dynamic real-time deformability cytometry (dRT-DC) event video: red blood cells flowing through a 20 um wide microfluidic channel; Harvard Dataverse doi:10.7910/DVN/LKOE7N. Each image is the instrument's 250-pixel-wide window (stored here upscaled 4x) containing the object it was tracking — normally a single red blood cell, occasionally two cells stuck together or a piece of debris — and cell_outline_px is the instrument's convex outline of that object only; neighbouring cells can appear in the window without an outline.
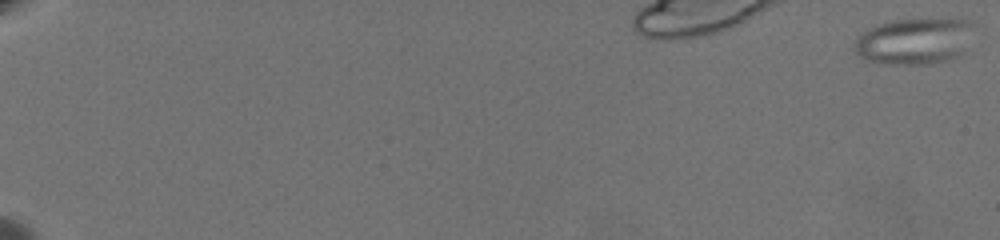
{"species": "common noctule bat (a hibernating species)", "species_latin": "Nyctalus noctula", "temperature_condition": "warm", "stored_images_in_passage": 19, "camera_frame_rate_fps": 3000, "um_per_image_px": 0.085, "animal": {"sex": "female", "body_mass_g": 19.5, "forearm_length_mm": 54.1}, "frame": {"image": 1, "passage_image": 1, "time_ms": 0.0, "image_size_px": [1000, 240], "cell_outline_px": [[976, 24], [964, 56], [948, 60], [928, 64], [884, 64], [864, 60], [856, 56], [856, 36], [860, 32], [868, 28], [892, 20], [972, 20]], "centroid_in_image_um": [77.76, 3.52], "position_along_channel_um": 7.2, "area_um2": 32.71}}